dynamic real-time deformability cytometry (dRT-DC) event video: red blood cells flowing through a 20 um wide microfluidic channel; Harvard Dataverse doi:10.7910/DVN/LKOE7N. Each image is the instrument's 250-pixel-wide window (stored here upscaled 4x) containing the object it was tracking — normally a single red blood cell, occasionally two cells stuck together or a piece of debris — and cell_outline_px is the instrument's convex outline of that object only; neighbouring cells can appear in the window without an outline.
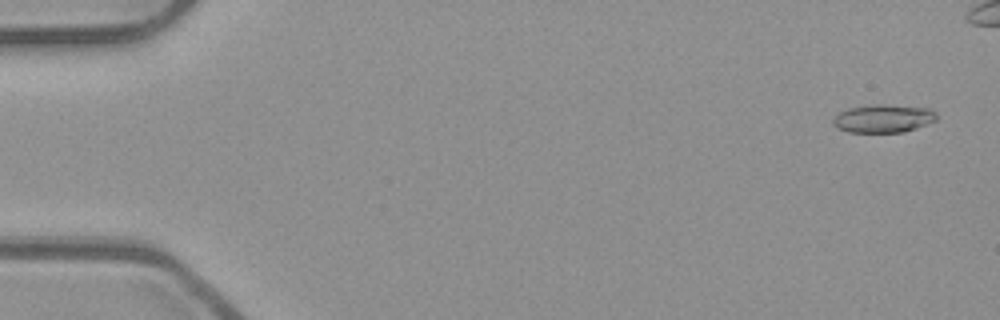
{"species": "common noctule bat (a hibernating species)", "species_latin": "Nyctalus noctula", "temperature_condition": "room temperature", "stored_images_in_passage": 47, "camera_frame_rate_fps": 3000, "um_per_image_px": 0.085, "animal": {"sex": "male", "body_mass_g": 23.1, "forearm_length_mm": 52.7}, "frame": {"image": 1, "passage_image": 3, "time_ms": 0.667, "image_size_px": [1000, 320], "cell_outline_px": [[936, 120], [916, 128], [904, 132], [848, 132], [836, 128], [832, 124], [832, 120], [840, 112], [848, 108], [872, 104], [884, 104], [932, 108], [936, 112]], "centroid_in_image_um": [75.08, 10.06], "position_along_channel_um": 9.9, "area_um2": 17.11}}
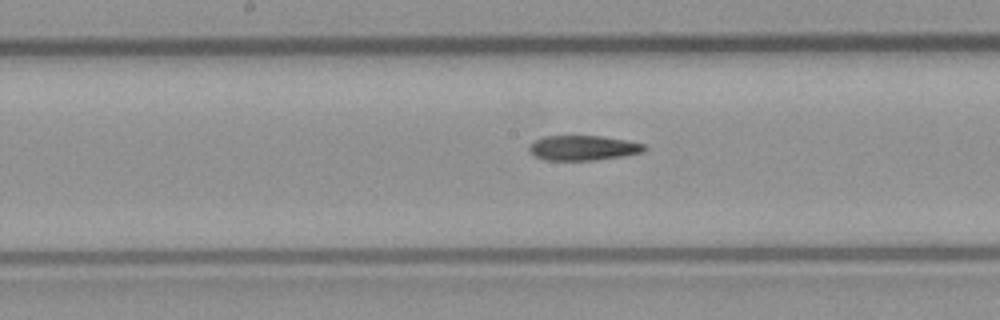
{"frame": {"image": 2, "passage_image": 28, "time_ms": 9.0, "image_size_px": [1000, 320], "cell_outline_px": [[648, 148], [644, 152], [624, 156], [596, 160], [544, 160], [536, 156], [528, 148], [528, 144], [544, 136], [600, 136], [628, 140], [644, 144]], "centroid_in_image_um": [49.6, 12.57], "position_along_channel_um": 198.6, "area_um2": 16.82}}
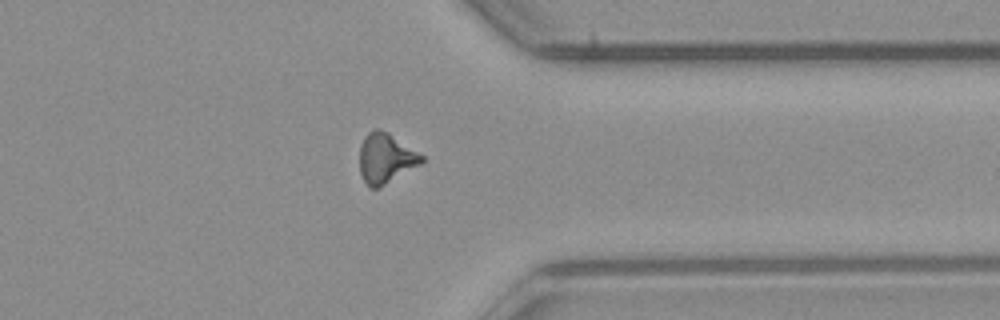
{"frame": {"image": 3, "passage_image": 42, "time_ms": 13.667, "image_size_px": [1000, 320], "cell_outline_px": [[424, 160], [420, 164], [384, 184], [376, 188], [368, 188], [360, 172], [360, 144], [364, 136], [372, 128], [380, 128], [388, 132], [424, 156]], "centroid_in_image_um": [32.75, 13.41], "position_along_channel_um": 378.6, "area_um2": 17.92}}